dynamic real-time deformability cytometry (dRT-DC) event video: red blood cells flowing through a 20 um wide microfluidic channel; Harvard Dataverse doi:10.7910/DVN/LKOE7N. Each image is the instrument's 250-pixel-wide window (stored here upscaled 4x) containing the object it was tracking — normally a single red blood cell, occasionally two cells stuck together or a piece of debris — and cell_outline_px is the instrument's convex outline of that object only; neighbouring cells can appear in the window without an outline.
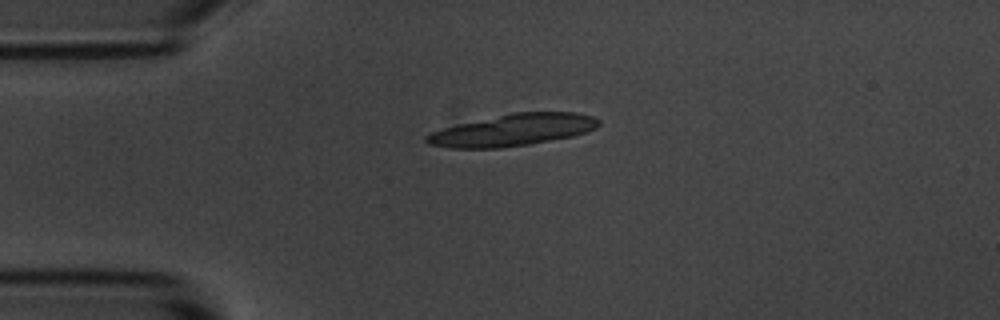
{"species": "common noctule bat (a hibernating species)", "species_latin": "Nyctalus noctula", "temperature_condition": "room temperature", "stored_images_in_passage": 6, "camera_frame_rate_fps": 3000, "um_per_image_px": 0.085, "animal": {"sex": "male", "body_mass_g": 20.1, "forearm_length_mm": 53.5}, "frame": {"image": 1, "passage_image": 4, "time_ms": 3.333, "image_size_px": [1000, 320], "cell_outline_px": [[600, 124], [596, 128], [572, 136], [528, 144], [500, 148], [452, 148], [428, 144], [424, 140], [424, 136], [432, 132], [444, 128], [460, 124], [512, 112], [576, 112], [592, 116], [600, 120]], "centroid_in_image_um": [43.59, 11.05], "position_along_channel_um": 41.4, "area_um2": 31.62}}